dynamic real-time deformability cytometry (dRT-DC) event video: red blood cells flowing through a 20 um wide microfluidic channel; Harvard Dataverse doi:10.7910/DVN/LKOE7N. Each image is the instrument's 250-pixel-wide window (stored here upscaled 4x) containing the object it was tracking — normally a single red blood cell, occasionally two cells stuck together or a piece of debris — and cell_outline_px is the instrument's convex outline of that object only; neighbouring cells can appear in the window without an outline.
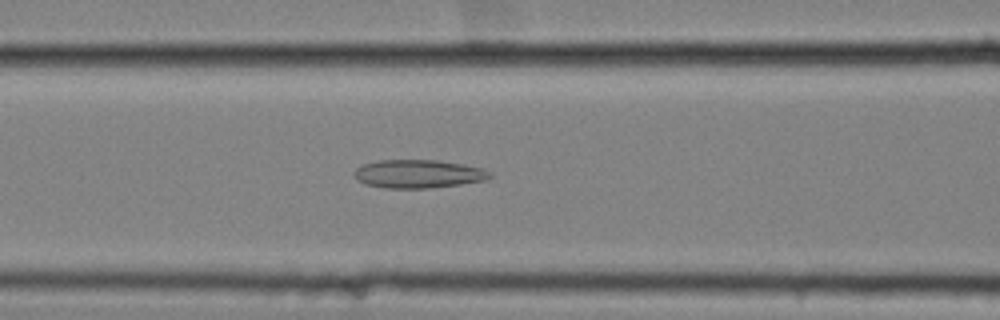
{"species": "common noctule bat (a hibernating species)", "species_latin": "Nyctalus noctula", "temperature_condition": "cold", "stored_images_in_passage": 45, "camera_frame_rate_fps": 3000, "um_per_image_px": 0.085, "animal": {"sex": "female", "body_mass_g": 25.1}, "frame": {"image": 1, "passage_image": 12, "time_ms": 3.667, "image_size_px": [1000, 320], "cell_outline_px": [[492, 176], [488, 180], [460, 184], [428, 188], [384, 188], [364, 184], [356, 180], [356, 168], [364, 164], [380, 160], [436, 160], [484, 168], [492, 172]], "centroid_in_image_um": [35.59, 14.78], "position_along_channel_um": 131.0, "area_um2": 22.37}}
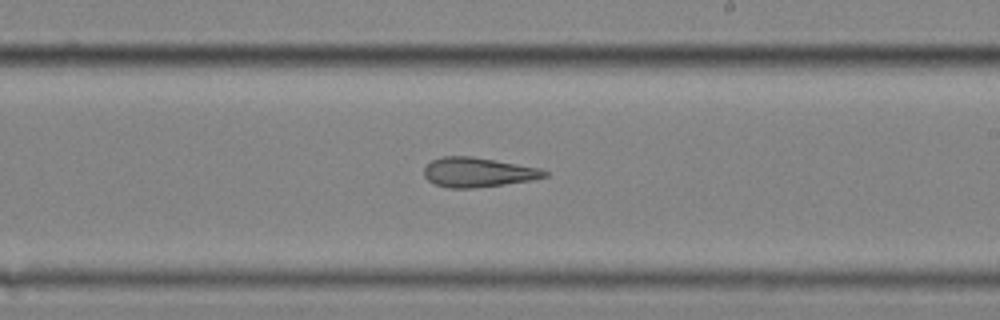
{"frame": {"image": 2, "passage_image": 22, "time_ms": 7.0, "image_size_px": [1000, 320], "cell_outline_px": [[548, 176], [532, 180], [504, 184], [472, 188], [448, 188], [436, 184], [428, 180], [424, 176], [424, 168], [432, 160], [444, 156], [472, 156], [540, 168], [548, 172]], "centroid_in_image_um": [40.62, 14.64], "position_along_channel_um": 248.4, "area_um2": 20.63}}
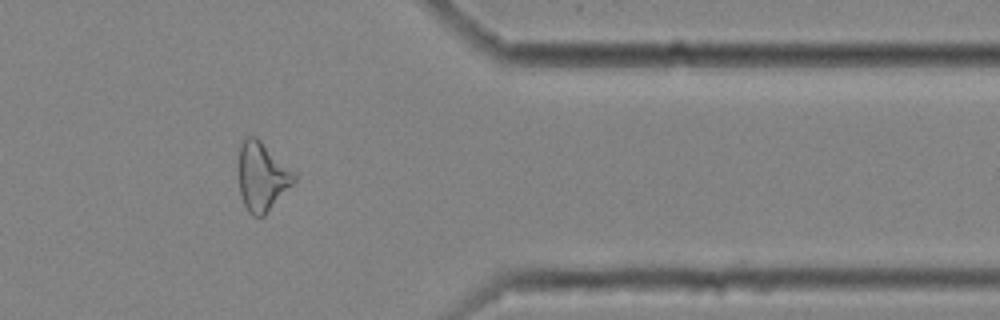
{"frame": {"image": 3, "passage_image": 35, "time_ms": 11.333, "image_size_px": [1000, 320], "cell_outline_px": [[296, 180], [264, 216], [252, 216], [248, 212], [244, 204], [240, 192], [240, 144], [248, 136], [256, 136], [296, 176]], "centroid_in_image_um": [22.26, 15.04], "position_along_channel_um": 389.1, "area_um2": 21.39}, "authors_computed_cell_mechanics": {"area_um2": 22.3108, "velocity_mm_per_s": 3.533, "shape_relaxation_time_tau1_ms": null, "shape_relaxation_time_tau2_ms": 4.2826, "deformation_change_tau1": null, "deformation_change_tau2": 0.1582}}